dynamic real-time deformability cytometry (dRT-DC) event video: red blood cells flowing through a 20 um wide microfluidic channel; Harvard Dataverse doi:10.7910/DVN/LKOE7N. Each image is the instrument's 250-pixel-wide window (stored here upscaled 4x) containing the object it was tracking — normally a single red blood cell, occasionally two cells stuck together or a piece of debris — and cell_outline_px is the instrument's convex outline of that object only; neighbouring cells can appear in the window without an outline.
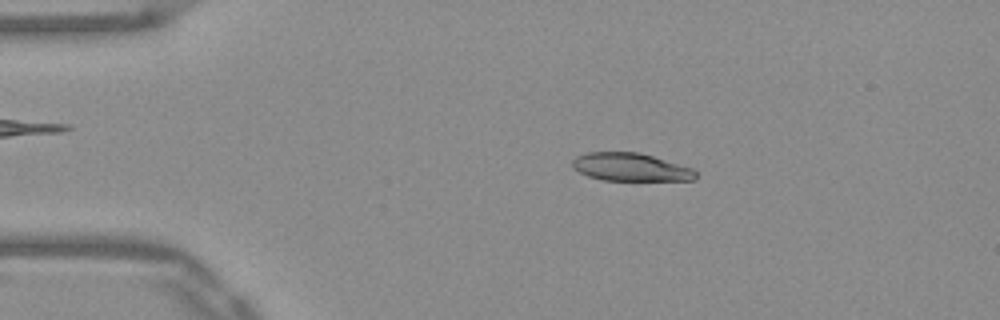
{"species": "Egyptian fruit bat (a non-hibernating species)", "species_latin": "Rousettus aegyptiacus", "temperature_condition": "warm", "stored_images_in_passage": 51, "camera_frame_rate_fps": 3000, "um_per_image_px": 0.085, "frame": {"image": 1, "passage_image": 9, "time_ms": 2.667, "image_size_px": [1000, 320], "cell_outline_px": [[696, 180], [604, 180], [588, 176], [572, 168], [572, 160], [576, 156], [588, 152], [640, 152], [692, 168], [696, 172]], "centroid_in_image_um": [53.58, 14.2], "position_along_channel_um": 31.4, "area_um2": 20.06}}
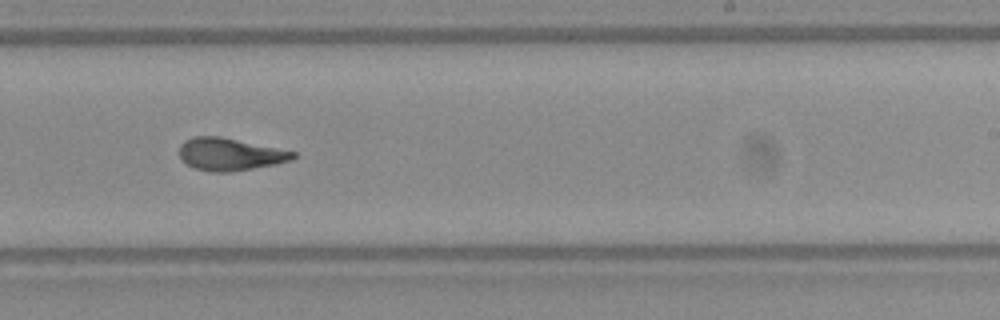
{"frame": {"image": 2, "passage_image": 31, "time_ms": 10.0, "image_size_px": [1000, 320], "cell_outline_px": [[296, 156], [292, 160], [276, 164], [232, 172], [212, 172], [196, 168], [188, 164], [180, 156], [180, 144], [184, 140], [192, 136], [220, 136], [296, 152]], "centroid_in_image_um": [19.55, 13.11], "position_along_channel_um": 269.5, "area_um2": 21.39}}
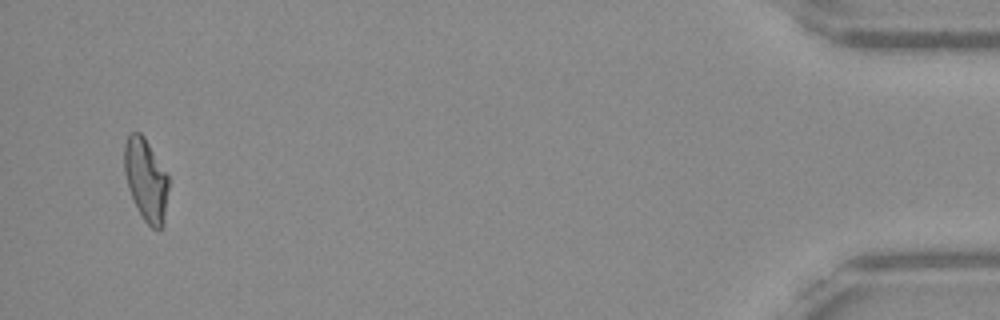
{"frame": {"image": 3, "passage_image": 49, "time_ms": 16.0, "image_size_px": [1000, 320], "cell_outline_px": [[168, 188], [164, 224], [156, 232], [144, 220], [128, 188], [124, 172], [124, 144], [128, 136], [132, 132], [140, 132], [144, 136], [168, 176]], "centroid_in_image_um": [12.4, 15.29], "position_along_channel_um": 422.8, "area_um2": 21.04}, "authors_computed_cell_mechanics": {"area_um2": 21.2704, "velocity_mm_per_s": 3.9169, "shape_relaxation_time_tau1_ms": null, "shape_relaxation_time_tau2_ms": 1.6661, "deformation_change_tau1": null, "deformation_change_tau2": 0.0861}}